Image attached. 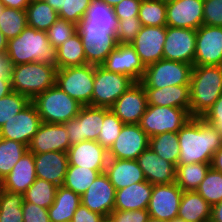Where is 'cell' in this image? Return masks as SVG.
<instances>
[{
	"mask_svg": "<svg viewBox=\"0 0 222 222\" xmlns=\"http://www.w3.org/2000/svg\"><path fill=\"white\" fill-rule=\"evenodd\" d=\"M179 164L211 163L222 147V138L216 129L202 118L192 117L178 132Z\"/></svg>",
	"mask_w": 222,
	"mask_h": 222,
	"instance_id": "1",
	"label": "cell"
},
{
	"mask_svg": "<svg viewBox=\"0 0 222 222\" xmlns=\"http://www.w3.org/2000/svg\"><path fill=\"white\" fill-rule=\"evenodd\" d=\"M6 53L13 65L41 62L57 68V49L49 42L46 31L27 26L8 40Z\"/></svg>",
	"mask_w": 222,
	"mask_h": 222,
	"instance_id": "2",
	"label": "cell"
},
{
	"mask_svg": "<svg viewBox=\"0 0 222 222\" xmlns=\"http://www.w3.org/2000/svg\"><path fill=\"white\" fill-rule=\"evenodd\" d=\"M190 93L189 114L201 118L222 94V66H193Z\"/></svg>",
	"mask_w": 222,
	"mask_h": 222,
	"instance_id": "3",
	"label": "cell"
},
{
	"mask_svg": "<svg viewBox=\"0 0 222 222\" xmlns=\"http://www.w3.org/2000/svg\"><path fill=\"white\" fill-rule=\"evenodd\" d=\"M56 71V67L41 62L14 65L11 76L12 91L32 100L55 85Z\"/></svg>",
	"mask_w": 222,
	"mask_h": 222,
	"instance_id": "4",
	"label": "cell"
},
{
	"mask_svg": "<svg viewBox=\"0 0 222 222\" xmlns=\"http://www.w3.org/2000/svg\"><path fill=\"white\" fill-rule=\"evenodd\" d=\"M31 102L42 122L65 124L77 117L81 105L56 85L35 96Z\"/></svg>",
	"mask_w": 222,
	"mask_h": 222,
	"instance_id": "5",
	"label": "cell"
},
{
	"mask_svg": "<svg viewBox=\"0 0 222 222\" xmlns=\"http://www.w3.org/2000/svg\"><path fill=\"white\" fill-rule=\"evenodd\" d=\"M95 65L60 68L55 85L81 106H92Z\"/></svg>",
	"mask_w": 222,
	"mask_h": 222,
	"instance_id": "6",
	"label": "cell"
},
{
	"mask_svg": "<svg viewBox=\"0 0 222 222\" xmlns=\"http://www.w3.org/2000/svg\"><path fill=\"white\" fill-rule=\"evenodd\" d=\"M193 65L162 58L145 68L140 83L145 89H163L175 85H190Z\"/></svg>",
	"mask_w": 222,
	"mask_h": 222,
	"instance_id": "7",
	"label": "cell"
},
{
	"mask_svg": "<svg viewBox=\"0 0 222 222\" xmlns=\"http://www.w3.org/2000/svg\"><path fill=\"white\" fill-rule=\"evenodd\" d=\"M135 83L127 75L110 72L101 65H95L92 107L110 109Z\"/></svg>",
	"mask_w": 222,
	"mask_h": 222,
	"instance_id": "8",
	"label": "cell"
},
{
	"mask_svg": "<svg viewBox=\"0 0 222 222\" xmlns=\"http://www.w3.org/2000/svg\"><path fill=\"white\" fill-rule=\"evenodd\" d=\"M191 118L186 109L148 105L138 125L150 138L165 132H178Z\"/></svg>",
	"mask_w": 222,
	"mask_h": 222,
	"instance_id": "9",
	"label": "cell"
},
{
	"mask_svg": "<svg viewBox=\"0 0 222 222\" xmlns=\"http://www.w3.org/2000/svg\"><path fill=\"white\" fill-rule=\"evenodd\" d=\"M83 43L86 64L101 65L117 47L114 27L77 26Z\"/></svg>",
	"mask_w": 222,
	"mask_h": 222,
	"instance_id": "10",
	"label": "cell"
},
{
	"mask_svg": "<svg viewBox=\"0 0 222 222\" xmlns=\"http://www.w3.org/2000/svg\"><path fill=\"white\" fill-rule=\"evenodd\" d=\"M109 108L82 106L77 117L64 125L71 145L85 140L97 141L103 127L104 115Z\"/></svg>",
	"mask_w": 222,
	"mask_h": 222,
	"instance_id": "11",
	"label": "cell"
},
{
	"mask_svg": "<svg viewBox=\"0 0 222 222\" xmlns=\"http://www.w3.org/2000/svg\"><path fill=\"white\" fill-rule=\"evenodd\" d=\"M194 66H222V27L201 25L196 30Z\"/></svg>",
	"mask_w": 222,
	"mask_h": 222,
	"instance_id": "12",
	"label": "cell"
},
{
	"mask_svg": "<svg viewBox=\"0 0 222 222\" xmlns=\"http://www.w3.org/2000/svg\"><path fill=\"white\" fill-rule=\"evenodd\" d=\"M196 30L166 26L163 58L194 66Z\"/></svg>",
	"mask_w": 222,
	"mask_h": 222,
	"instance_id": "13",
	"label": "cell"
},
{
	"mask_svg": "<svg viewBox=\"0 0 222 222\" xmlns=\"http://www.w3.org/2000/svg\"><path fill=\"white\" fill-rule=\"evenodd\" d=\"M182 194L176 183L153 185L147 208L150 217L164 221L176 219Z\"/></svg>",
	"mask_w": 222,
	"mask_h": 222,
	"instance_id": "14",
	"label": "cell"
},
{
	"mask_svg": "<svg viewBox=\"0 0 222 222\" xmlns=\"http://www.w3.org/2000/svg\"><path fill=\"white\" fill-rule=\"evenodd\" d=\"M41 123L42 120L35 106L30 102L3 125L0 129V138L14 140L29 146Z\"/></svg>",
	"mask_w": 222,
	"mask_h": 222,
	"instance_id": "15",
	"label": "cell"
},
{
	"mask_svg": "<svg viewBox=\"0 0 222 222\" xmlns=\"http://www.w3.org/2000/svg\"><path fill=\"white\" fill-rule=\"evenodd\" d=\"M149 147V137L138 124H124L108 150V158L137 160Z\"/></svg>",
	"mask_w": 222,
	"mask_h": 222,
	"instance_id": "16",
	"label": "cell"
},
{
	"mask_svg": "<svg viewBox=\"0 0 222 222\" xmlns=\"http://www.w3.org/2000/svg\"><path fill=\"white\" fill-rule=\"evenodd\" d=\"M166 26H142L130 43L146 67L163 58Z\"/></svg>",
	"mask_w": 222,
	"mask_h": 222,
	"instance_id": "17",
	"label": "cell"
},
{
	"mask_svg": "<svg viewBox=\"0 0 222 222\" xmlns=\"http://www.w3.org/2000/svg\"><path fill=\"white\" fill-rule=\"evenodd\" d=\"M110 72L120 73L140 82L145 72V66L131 44H118L101 64Z\"/></svg>",
	"mask_w": 222,
	"mask_h": 222,
	"instance_id": "18",
	"label": "cell"
},
{
	"mask_svg": "<svg viewBox=\"0 0 222 222\" xmlns=\"http://www.w3.org/2000/svg\"><path fill=\"white\" fill-rule=\"evenodd\" d=\"M147 106L145 88L140 82H136L115 101L110 110L124 124H138Z\"/></svg>",
	"mask_w": 222,
	"mask_h": 222,
	"instance_id": "19",
	"label": "cell"
},
{
	"mask_svg": "<svg viewBox=\"0 0 222 222\" xmlns=\"http://www.w3.org/2000/svg\"><path fill=\"white\" fill-rule=\"evenodd\" d=\"M116 189L105 173H100L81 195V204L102 216H110L114 210Z\"/></svg>",
	"mask_w": 222,
	"mask_h": 222,
	"instance_id": "20",
	"label": "cell"
},
{
	"mask_svg": "<svg viewBox=\"0 0 222 222\" xmlns=\"http://www.w3.org/2000/svg\"><path fill=\"white\" fill-rule=\"evenodd\" d=\"M203 0L166 3V26L197 30L203 25Z\"/></svg>",
	"mask_w": 222,
	"mask_h": 222,
	"instance_id": "21",
	"label": "cell"
},
{
	"mask_svg": "<svg viewBox=\"0 0 222 222\" xmlns=\"http://www.w3.org/2000/svg\"><path fill=\"white\" fill-rule=\"evenodd\" d=\"M70 146L71 144L64 124L42 122L28 146V151L31 153H45L50 151L67 152Z\"/></svg>",
	"mask_w": 222,
	"mask_h": 222,
	"instance_id": "22",
	"label": "cell"
},
{
	"mask_svg": "<svg viewBox=\"0 0 222 222\" xmlns=\"http://www.w3.org/2000/svg\"><path fill=\"white\" fill-rule=\"evenodd\" d=\"M67 156L69 165L98 170L100 173H104L108 161V151L93 140L71 145Z\"/></svg>",
	"mask_w": 222,
	"mask_h": 222,
	"instance_id": "23",
	"label": "cell"
},
{
	"mask_svg": "<svg viewBox=\"0 0 222 222\" xmlns=\"http://www.w3.org/2000/svg\"><path fill=\"white\" fill-rule=\"evenodd\" d=\"M34 162L36 178L63 186L69 166L67 152L34 153Z\"/></svg>",
	"mask_w": 222,
	"mask_h": 222,
	"instance_id": "24",
	"label": "cell"
},
{
	"mask_svg": "<svg viewBox=\"0 0 222 222\" xmlns=\"http://www.w3.org/2000/svg\"><path fill=\"white\" fill-rule=\"evenodd\" d=\"M146 181L155 184H170L176 181V166L161 158L150 147L137 158Z\"/></svg>",
	"mask_w": 222,
	"mask_h": 222,
	"instance_id": "25",
	"label": "cell"
},
{
	"mask_svg": "<svg viewBox=\"0 0 222 222\" xmlns=\"http://www.w3.org/2000/svg\"><path fill=\"white\" fill-rule=\"evenodd\" d=\"M36 180L34 153L27 151L11 172L0 181V188L24 194Z\"/></svg>",
	"mask_w": 222,
	"mask_h": 222,
	"instance_id": "26",
	"label": "cell"
},
{
	"mask_svg": "<svg viewBox=\"0 0 222 222\" xmlns=\"http://www.w3.org/2000/svg\"><path fill=\"white\" fill-rule=\"evenodd\" d=\"M104 173L116 190L146 181L137 160L108 158Z\"/></svg>",
	"mask_w": 222,
	"mask_h": 222,
	"instance_id": "27",
	"label": "cell"
},
{
	"mask_svg": "<svg viewBox=\"0 0 222 222\" xmlns=\"http://www.w3.org/2000/svg\"><path fill=\"white\" fill-rule=\"evenodd\" d=\"M153 185L148 181L133 183L116 190L114 210L134 211L147 209Z\"/></svg>",
	"mask_w": 222,
	"mask_h": 222,
	"instance_id": "28",
	"label": "cell"
},
{
	"mask_svg": "<svg viewBox=\"0 0 222 222\" xmlns=\"http://www.w3.org/2000/svg\"><path fill=\"white\" fill-rule=\"evenodd\" d=\"M148 105L169 106L190 110V85H175L163 89H145Z\"/></svg>",
	"mask_w": 222,
	"mask_h": 222,
	"instance_id": "29",
	"label": "cell"
},
{
	"mask_svg": "<svg viewBox=\"0 0 222 222\" xmlns=\"http://www.w3.org/2000/svg\"><path fill=\"white\" fill-rule=\"evenodd\" d=\"M212 206L196 191H183L177 218L185 222H204L211 219Z\"/></svg>",
	"mask_w": 222,
	"mask_h": 222,
	"instance_id": "30",
	"label": "cell"
},
{
	"mask_svg": "<svg viewBox=\"0 0 222 222\" xmlns=\"http://www.w3.org/2000/svg\"><path fill=\"white\" fill-rule=\"evenodd\" d=\"M80 205V195L64 186H58L54 202L48 208L50 222H71Z\"/></svg>",
	"mask_w": 222,
	"mask_h": 222,
	"instance_id": "31",
	"label": "cell"
},
{
	"mask_svg": "<svg viewBox=\"0 0 222 222\" xmlns=\"http://www.w3.org/2000/svg\"><path fill=\"white\" fill-rule=\"evenodd\" d=\"M84 65H86V56L77 32L57 48V69Z\"/></svg>",
	"mask_w": 222,
	"mask_h": 222,
	"instance_id": "32",
	"label": "cell"
},
{
	"mask_svg": "<svg viewBox=\"0 0 222 222\" xmlns=\"http://www.w3.org/2000/svg\"><path fill=\"white\" fill-rule=\"evenodd\" d=\"M118 20L113 7L102 0H92L84 18L77 26L114 27L117 30Z\"/></svg>",
	"mask_w": 222,
	"mask_h": 222,
	"instance_id": "33",
	"label": "cell"
},
{
	"mask_svg": "<svg viewBox=\"0 0 222 222\" xmlns=\"http://www.w3.org/2000/svg\"><path fill=\"white\" fill-rule=\"evenodd\" d=\"M25 11L27 26L40 31H47L59 18L58 12L44 0L30 2Z\"/></svg>",
	"mask_w": 222,
	"mask_h": 222,
	"instance_id": "34",
	"label": "cell"
},
{
	"mask_svg": "<svg viewBox=\"0 0 222 222\" xmlns=\"http://www.w3.org/2000/svg\"><path fill=\"white\" fill-rule=\"evenodd\" d=\"M211 163L179 164L176 166L175 183L182 191H196L211 168Z\"/></svg>",
	"mask_w": 222,
	"mask_h": 222,
	"instance_id": "35",
	"label": "cell"
},
{
	"mask_svg": "<svg viewBox=\"0 0 222 222\" xmlns=\"http://www.w3.org/2000/svg\"><path fill=\"white\" fill-rule=\"evenodd\" d=\"M149 147L158 156L177 166L180 148L177 132H165L149 138Z\"/></svg>",
	"mask_w": 222,
	"mask_h": 222,
	"instance_id": "36",
	"label": "cell"
},
{
	"mask_svg": "<svg viewBox=\"0 0 222 222\" xmlns=\"http://www.w3.org/2000/svg\"><path fill=\"white\" fill-rule=\"evenodd\" d=\"M24 194L0 188V222H23Z\"/></svg>",
	"mask_w": 222,
	"mask_h": 222,
	"instance_id": "37",
	"label": "cell"
},
{
	"mask_svg": "<svg viewBox=\"0 0 222 222\" xmlns=\"http://www.w3.org/2000/svg\"><path fill=\"white\" fill-rule=\"evenodd\" d=\"M99 174L98 170L69 165L63 186L81 196Z\"/></svg>",
	"mask_w": 222,
	"mask_h": 222,
	"instance_id": "38",
	"label": "cell"
},
{
	"mask_svg": "<svg viewBox=\"0 0 222 222\" xmlns=\"http://www.w3.org/2000/svg\"><path fill=\"white\" fill-rule=\"evenodd\" d=\"M28 146L10 139L0 138V181L7 176Z\"/></svg>",
	"mask_w": 222,
	"mask_h": 222,
	"instance_id": "39",
	"label": "cell"
},
{
	"mask_svg": "<svg viewBox=\"0 0 222 222\" xmlns=\"http://www.w3.org/2000/svg\"><path fill=\"white\" fill-rule=\"evenodd\" d=\"M58 186L46 180L36 178L24 193V202H30L48 209L54 202Z\"/></svg>",
	"mask_w": 222,
	"mask_h": 222,
	"instance_id": "40",
	"label": "cell"
},
{
	"mask_svg": "<svg viewBox=\"0 0 222 222\" xmlns=\"http://www.w3.org/2000/svg\"><path fill=\"white\" fill-rule=\"evenodd\" d=\"M27 27L26 11L4 7L0 16V32L7 40L17 37Z\"/></svg>",
	"mask_w": 222,
	"mask_h": 222,
	"instance_id": "41",
	"label": "cell"
},
{
	"mask_svg": "<svg viewBox=\"0 0 222 222\" xmlns=\"http://www.w3.org/2000/svg\"><path fill=\"white\" fill-rule=\"evenodd\" d=\"M138 18L142 26H166V3L163 0H142Z\"/></svg>",
	"mask_w": 222,
	"mask_h": 222,
	"instance_id": "42",
	"label": "cell"
},
{
	"mask_svg": "<svg viewBox=\"0 0 222 222\" xmlns=\"http://www.w3.org/2000/svg\"><path fill=\"white\" fill-rule=\"evenodd\" d=\"M199 193L211 206L222 201V173L210 168L199 184Z\"/></svg>",
	"mask_w": 222,
	"mask_h": 222,
	"instance_id": "43",
	"label": "cell"
},
{
	"mask_svg": "<svg viewBox=\"0 0 222 222\" xmlns=\"http://www.w3.org/2000/svg\"><path fill=\"white\" fill-rule=\"evenodd\" d=\"M31 100L15 91L0 98V129L7 121L13 118L16 114L22 111Z\"/></svg>",
	"mask_w": 222,
	"mask_h": 222,
	"instance_id": "44",
	"label": "cell"
},
{
	"mask_svg": "<svg viewBox=\"0 0 222 222\" xmlns=\"http://www.w3.org/2000/svg\"><path fill=\"white\" fill-rule=\"evenodd\" d=\"M103 122L97 142L108 151L121 133L124 123L111 110L104 115Z\"/></svg>",
	"mask_w": 222,
	"mask_h": 222,
	"instance_id": "45",
	"label": "cell"
},
{
	"mask_svg": "<svg viewBox=\"0 0 222 222\" xmlns=\"http://www.w3.org/2000/svg\"><path fill=\"white\" fill-rule=\"evenodd\" d=\"M76 33L77 25L61 18H58L46 31L49 42L56 49Z\"/></svg>",
	"mask_w": 222,
	"mask_h": 222,
	"instance_id": "46",
	"label": "cell"
},
{
	"mask_svg": "<svg viewBox=\"0 0 222 222\" xmlns=\"http://www.w3.org/2000/svg\"><path fill=\"white\" fill-rule=\"evenodd\" d=\"M92 0H62L59 18L75 23L76 25L84 18Z\"/></svg>",
	"mask_w": 222,
	"mask_h": 222,
	"instance_id": "47",
	"label": "cell"
},
{
	"mask_svg": "<svg viewBox=\"0 0 222 222\" xmlns=\"http://www.w3.org/2000/svg\"><path fill=\"white\" fill-rule=\"evenodd\" d=\"M142 24L139 18L118 20L116 37L118 44H130L139 33Z\"/></svg>",
	"mask_w": 222,
	"mask_h": 222,
	"instance_id": "48",
	"label": "cell"
},
{
	"mask_svg": "<svg viewBox=\"0 0 222 222\" xmlns=\"http://www.w3.org/2000/svg\"><path fill=\"white\" fill-rule=\"evenodd\" d=\"M203 25L222 27V0H203Z\"/></svg>",
	"mask_w": 222,
	"mask_h": 222,
	"instance_id": "49",
	"label": "cell"
},
{
	"mask_svg": "<svg viewBox=\"0 0 222 222\" xmlns=\"http://www.w3.org/2000/svg\"><path fill=\"white\" fill-rule=\"evenodd\" d=\"M142 0H122L113 7L117 20L138 18Z\"/></svg>",
	"mask_w": 222,
	"mask_h": 222,
	"instance_id": "50",
	"label": "cell"
},
{
	"mask_svg": "<svg viewBox=\"0 0 222 222\" xmlns=\"http://www.w3.org/2000/svg\"><path fill=\"white\" fill-rule=\"evenodd\" d=\"M23 222H50L48 209L30 202H23Z\"/></svg>",
	"mask_w": 222,
	"mask_h": 222,
	"instance_id": "51",
	"label": "cell"
},
{
	"mask_svg": "<svg viewBox=\"0 0 222 222\" xmlns=\"http://www.w3.org/2000/svg\"><path fill=\"white\" fill-rule=\"evenodd\" d=\"M110 216L115 222H148L150 218L147 209L134 211L113 210Z\"/></svg>",
	"mask_w": 222,
	"mask_h": 222,
	"instance_id": "52",
	"label": "cell"
},
{
	"mask_svg": "<svg viewBox=\"0 0 222 222\" xmlns=\"http://www.w3.org/2000/svg\"><path fill=\"white\" fill-rule=\"evenodd\" d=\"M201 118L212 125L222 138V94Z\"/></svg>",
	"mask_w": 222,
	"mask_h": 222,
	"instance_id": "53",
	"label": "cell"
},
{
	"mask_svg": "<svg viewBox=\"0 0 222 222\" xmlns=\"http://www.w3.org/2000/svg\"><path fill=\"white\" fill-rule=\"evenodd\" d=\"M103 217L101 214L91 211L81 204L75 211L71 222H101Z\"/></svg>",
	"mask_w": 222,
	"mask_h": 222,
	"instance_id": "54",
	"label": "cell"
},
{
	"mask_svg": "<svg viewBox=\"0 0 222 222\" xmlns=\"http://www.w3.org/2000/svg\"><path fill=\"white\" fill-rule=\"evenodd\" d=\"M13 67L7 53L0 54V78L11 79Z\"/></svg>",
	"mask_w": 222,
	"mask_h": 222,
	"instance_id": "55",
	"label": "cell"
},
{
	"mask_svg": "<svg viewBox=\"0 0 222 222\" xmlns=\"http://www.w3.org/2000/svg\"><path fill=\"white\" fill-rule=\"evenodd\" d=\"M4 7L25 10L29 5L28 0H0Z\"/></svg>",
	"mask_w": 222,
	"mask_h": 222,
	"instance_id": "56",
	"label": "cell"
},
{
	"mask_svg": "<svg viewBox=\"0 0 222 222\" xmlns=\"http://www.w3.org/2000/svg\"><path fill=\"white\" fill-rule=\"evenodd\" d=\"M210 166L215 171L222 173V147L214 153Z\"/></svg>",
	"mask_w": 222,
	"mask_h": 222,
	"instance_id": "57",
	"label": "cell"
},
{
	"mask_svg": "<svg viewBox=\"0 0 222 222\" xmlns=\"http://www.w3.org/2000/svg\"><path fill=\"white\" fill-rule=\"evenodd\" d=\"M211 219L214 222H222V201L212 206Z\"/></svg>",
	"mask_w": 222,
	"mask_h": 222,
	"instance_id": "58",
	"label": "cell"
},
{
	"mask_svg": "<svg viewBox=\"0 0 222 222\" xmlns=\"http://www.w3.org/2000/svg\"><path fill=\"white\" fill-rule=\"evenodd\" d=\"M10 92H12L11 79L0 78V98L8 95Z\"/></svg>",
	"mask_w": 222,
	"mask_h": 222,
	"instance_id": "59",
	"label": "cell"
},
{
	"mask_svg": "<svg viewBox=\"0 0 222 222\" xmlns=\"http://www.w3.org/2000/svg\"><path fill=\"white\" fill-rule=\"evenodd\" d=\"M7 44H8V40L0 32V54L6 53V51H7Z\"/></svg>",
	"mask_w": 222,
	"mask_h": 222,
	"instance_id": "60",
	"label": "cell"
},
{
	"mask_svg": "<svg viewBox=\"0 0 222 222\" xmlns=\"http://www.w3.org/2000/svg\"><path fill=\"white\" fill-rule=\"evenodd\" d=\"M47 4H49L56 12L61 10V1L62 0H44Z\"/></svg>",
	"mask_w": 222,
	"mask_h": 222,
	"instance_id": "61",
	"label": "cell"
},
{
	"mask_svg": "<svg viewBox=\"0 0 222 222\" xmlns=\"http://www.w3.org/2000/svg\"><path fill=\"white\" fill-rule=\"evenodd\" d=\"M104 3H106L107 5L114 7L116 4H118L119 2H121L122 0H102Z\"/></svg>",
	"mask_w": 222,
	"mask_h": 222,
	"instance_id": "62",
	"label": "cell"
},
{
	"mask_svg": "<svg viewBox=\"0 0 222 222\" xmlns=\"http://www.w3.org/2000/svg\"><path fill=\"white\" fill-rule=\"evenodd\" d=\"M101 222H115L111 216H104Z\"/></svg>",
	"mask_w": 222,
	"mask_h": 222,
	"instance_id": "63",
	"label": "cell"
},
{
	"mask_svg": "<svg viewBox=\"0 0 222 222\" xmlns=\"http://www.w3.org/2000/svg\"><path fill=\"white\" fill-rule=\"evenodd\" d=\"M148 222H168V221H164V220H158V219H154V218H149Z\"/></svg>",
	"mask_w": 222,
	"mask_h": 222,
	"instance_id": "64",
	"label": "cell"
},
{
	"mask_svg": "<svg viewBox=\"0 0 222 222\" xmlns=\"http://www.w3.org/2000/svg\"><path fill=\"white\" fill-rule=\"evenodd\" d=\"M168 222H185V221H183V220H181L179 218H176V219H173V220L168 221Z\"/></svg>",
	"mask_w": 222,
	"mask_h": 222,
	"instance_id": "65",
	"label": "cell"
},
{
	"mask_svg": "<svg viewBox=\"0 0 222 222\" xmlns=\"http://www.w3.org/2000/svg\"><path fill=\"white\" fill-rule=\"evenodd\" d=\"M3 8H4V5L0 2V16H1L2 12H3Z\"/></svg>",
	"mask_w": 222,
	"mask_h": 222,
	"instance_id": "66",
	"label": "cell"
},
{
	"mask_svg": "<svg viewBox=\"0 0 222 222\" xmlns=\"http://www.w3.org/2000/svg\"><path fill=\"white\" fill-rule=\"evenodd\" d=\"M165 3H171V2H174V1H178V0H163Z\"/></svg>",
	"mask_w": 222,
	"mask_h": 222,
	"instance_id": "67",
	"label": "cell"
},
{
	"mask_svg": "<svg viewBox=\"0 0 222 222\" xmlns=\"http://www.w3.org/2000/svg\"><path fill=\"white\" fill-rule=\"evenodd\" d=\"M204 222H214L212 219L206 220Z\"/></svg>",
	"mask_w": 222,
	"mask_h": 222,
	"instance_id": "68",
	"label": "cell"
},
{
	"mask_svg": "<svg viewBox=\"0 0 222 222\" xmlns=\"http://www.w3.org/2000/svg\"><path fill=\"white\" fill-rule=\"evenodd\" d=\"M28 1H29V3H30V2H34V1H40V0H28Z\"/></svg>",
	"mask_w": 222,
	"mask_h": 222,
	"instance_id": "69",
	"label": "cell"
}]
</instances>
